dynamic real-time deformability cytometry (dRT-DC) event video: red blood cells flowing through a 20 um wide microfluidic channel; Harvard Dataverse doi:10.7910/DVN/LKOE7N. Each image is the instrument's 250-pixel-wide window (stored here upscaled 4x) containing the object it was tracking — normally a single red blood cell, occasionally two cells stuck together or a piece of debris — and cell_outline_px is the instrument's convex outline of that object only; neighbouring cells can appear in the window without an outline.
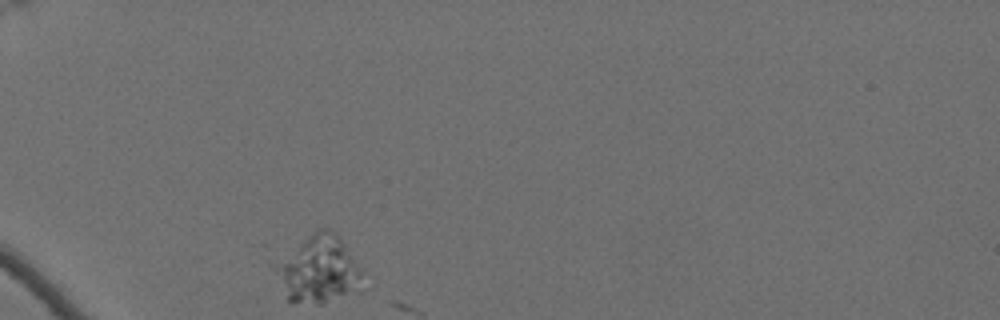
{"species": "Egyptian fruit bat (a non-hibernating species)", "species_latin": "Rousettus aegyptiacus", "temperature_condition": "cold", "stored_images_in_passage": 2, "camera_frame_rate_fps": 3000, "um_per_image_px": 0.085, "animal": {"sex": "female"}, "frame": {"image": 1, "passage_image": 1, "time_ms": 0.0, "image_size_px": [1000, 320], "cell_outline_px": [[368, 288], [360, 292], [324, 304], [316, 304], [284, 300], [268, 264], [268, 260], [312, 232], [320, 228], [328, 228], [340, 240], [360, 272]], "centroid_in_image_um": [26.9, 22.95], "position_along_channel_um": 58.1, "area_um2": 36.13}}